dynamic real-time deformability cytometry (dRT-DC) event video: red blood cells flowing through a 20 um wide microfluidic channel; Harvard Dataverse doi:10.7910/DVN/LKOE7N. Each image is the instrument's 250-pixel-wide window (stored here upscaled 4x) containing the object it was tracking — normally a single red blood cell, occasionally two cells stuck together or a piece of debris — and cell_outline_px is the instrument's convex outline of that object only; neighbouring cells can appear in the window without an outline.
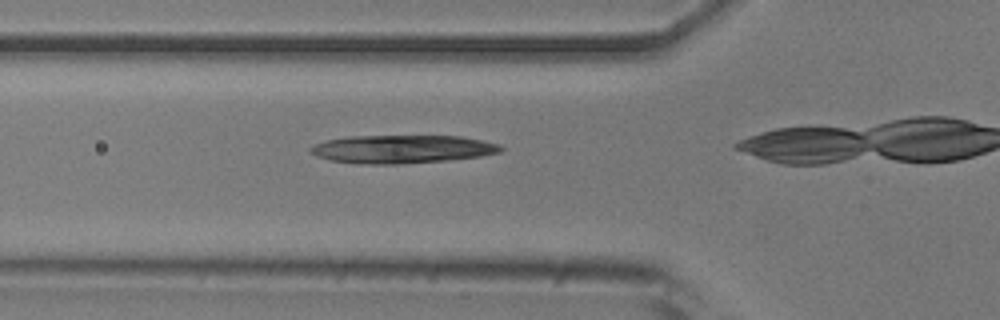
{"species": "common noctule bat (a hibernating species)", "species_latin": "Nyctalus noctula", "temperature_condition": "room temperature", "stored_images_in_passage": 9, "camera_frame_rate_fps": 3000, "um_per_image_px": 0.085, "animal": {"sex": "male", "body_mass_g": 20.5, "forearm_length_mm": 52.5}, "frame": {"image": 1, "passage_image": 6, "time_ms": 1.667, "image_size_px": [1000, 320], "cell_outline_px": [[504, 148], [500, 152], [480, 156], [448, 160], [400, 164], [360, 164], [328, 160], [316, 156], [308, 152], [308, 148], [316, 144], [328, 140], [348, 136], [460, 136], [500, 144]], "centroid_in_image_um": [34.15, 12.68], "position_along_channel_um": 91.7, "area_um2": 31.33}}